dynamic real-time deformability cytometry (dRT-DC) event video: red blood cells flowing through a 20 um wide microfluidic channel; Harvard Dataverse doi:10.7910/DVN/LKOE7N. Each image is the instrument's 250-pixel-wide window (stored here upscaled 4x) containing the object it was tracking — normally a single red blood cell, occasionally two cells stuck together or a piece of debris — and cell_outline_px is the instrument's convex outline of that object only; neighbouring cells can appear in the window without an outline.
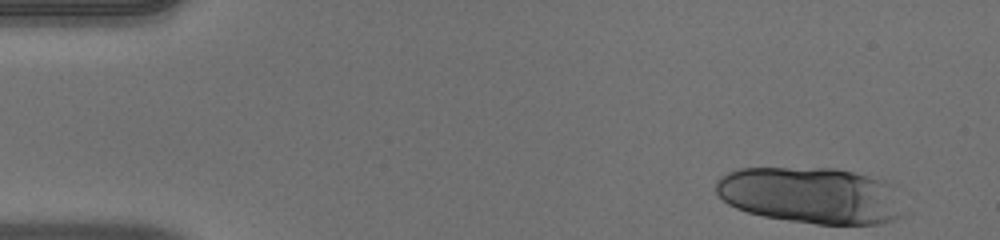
{"species": "human", "species_latin": "Homo sapiens", "temperature_condition": "warm", "stored_images_in_passage": 17, "camera_frame_rate_fps": 3000, "um_per_image_px": 0.085, "donor": {"sex": "male"}, "frame": {"image": 1, "passage_image": 1, "time_ms": 0.0, "image_size_px": [1000, 240], "cell_outline_px": [[908, 212], [904, 216], [880, 224], [816, 224], [788, 220], [764, 216], [748, 212], [736, 208], [728, 204], [716, 192], [716, 180], [720, 176], [728, 172], [740, 168], [836, 168], [884, 180], [892, 184]], "centroid_in_image_um": [68.99, 16.61], "position_along_channel_um": 16.0, "area_um2": 62.42}}